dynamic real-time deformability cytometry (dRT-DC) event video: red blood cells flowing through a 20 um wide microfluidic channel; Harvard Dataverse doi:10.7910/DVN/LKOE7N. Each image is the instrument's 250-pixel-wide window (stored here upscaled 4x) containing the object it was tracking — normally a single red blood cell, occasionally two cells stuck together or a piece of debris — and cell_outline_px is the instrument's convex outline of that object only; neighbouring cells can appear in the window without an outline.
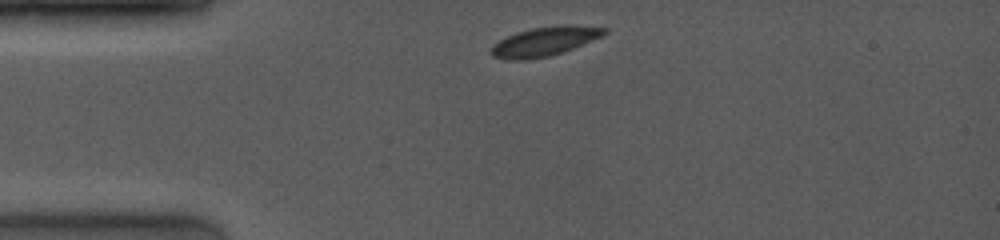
{"species": "common noctule bat (a hibernating species)", "species_latin": "Nyctalus noctula", "temperature_condition": "room temperature", "stored_images_in_passage": 22, "camera_frame_rate_fps": 4000, "um_per_image_px": 0.085, "animal": {"sex": "female", "body_mass_g": 19.0, "forearm_length_mm": 53.3}, "frame": {"image": 1, "passage_image": 1, "time_ms": 0.0, "image_size_px": [1000, 240], "cell_outline_px": [[608, 32], [600, 36], [572, 48], [548, 56], [524, 60], [508, 60], [492, 56], [492, 48], [500, 40], [516, 32], [532, 28], [568, 24], [608, 28]], "centroid_in_image_um": [46.29, 3.51], "position_along_channel_um": 38.7, "area_um2": 18.73}}
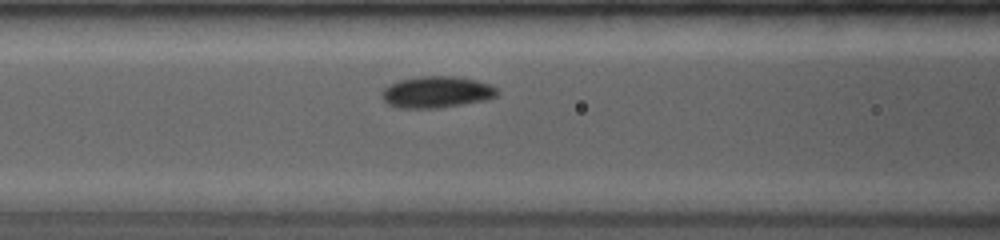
{"frame": {"image": 2, "passage_image": 8, "time_ms": 3.0, "image_size_px": [1000, 240], "cell_outline_px": [[500, 92], [496, 96], [484, 100], [436, 108], [400, 108], [388, 104], [380, 96], [380, 92], [388, 84], [400, 80], [420, 76], [456, 76], [476, 80], [492, 84]], "centroid_in_image_um": [37.09, 7.81], "position_along_channel_um": 129.5, "area_um2": 21.27}}
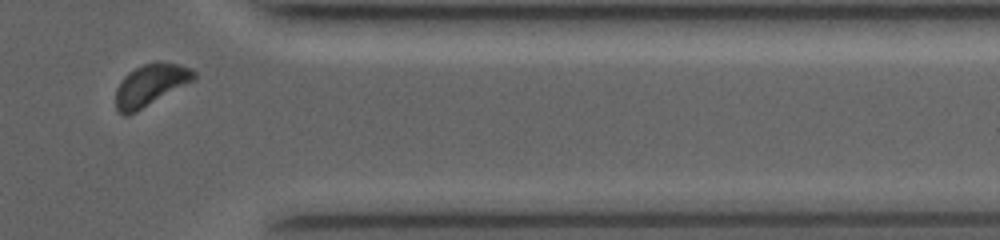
{"frame": {"image": 3, "passage_image": 20, "time_ms": 9.75, "image_size_px": [1000, 240], "cell_outline_px": [[196, 80], [136, 112], [128, 116], [124, 116], [116, 108], [116, 88], [120, 80], [128, 72], [144, 64], [156, 60], [180, 64], [192, 68], [196, 72]], "centroid_in_image_um": [12.82, 7.21], "position_along_channel_um": 398.6, "area_um2": 19.48}, "authors_computed_cell_mechanics": {"area_um2": 19.941, "velocity_mm_per_s": 4.0253, "shape_relaxation_time_tau1_ms": 2.5058, "shape_relaxation_time_tau2_ms": null, "deformation_change_tau1": 0.0878, "deformation_change_tau2": null}}